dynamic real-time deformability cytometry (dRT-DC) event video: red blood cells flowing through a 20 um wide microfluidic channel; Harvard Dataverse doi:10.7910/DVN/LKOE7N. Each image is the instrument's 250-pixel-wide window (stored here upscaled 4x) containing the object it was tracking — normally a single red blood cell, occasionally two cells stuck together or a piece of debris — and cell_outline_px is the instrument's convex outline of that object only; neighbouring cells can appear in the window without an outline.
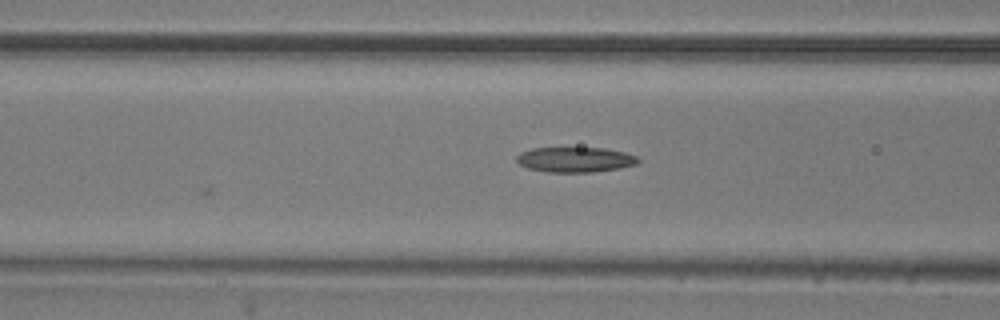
{"species": "common noctule bat (a hibernating species)", "species_latin": "Nyctalus noctula", "temperature_condition": "room temperature", "stored_images_in_passage": 5, "camera_frame_rate_fps": 3000, "um_per_image_px": 0.085, "animal": {"sex": "male", "body_mass_g": 20.5, "forearm_length_mm": 52.5}, "frame": {"image": 1, "passage_image": 5, "time_ms": 1.333, "image_size_px": [1000, 320], "cell_outline_px": [[640, 160], [636, 164], [620, 168], [592, 172], [548, 172], [528, 168], [520, 164], [516, 160], [516, 156], [520, 152], [532, 148], [604, 148], [624, 152], [636, 156]], "centroid_in_image_um": [48.87, 13.56], "position_along_channel_um": 117.7, "area_um2": 17.74}}